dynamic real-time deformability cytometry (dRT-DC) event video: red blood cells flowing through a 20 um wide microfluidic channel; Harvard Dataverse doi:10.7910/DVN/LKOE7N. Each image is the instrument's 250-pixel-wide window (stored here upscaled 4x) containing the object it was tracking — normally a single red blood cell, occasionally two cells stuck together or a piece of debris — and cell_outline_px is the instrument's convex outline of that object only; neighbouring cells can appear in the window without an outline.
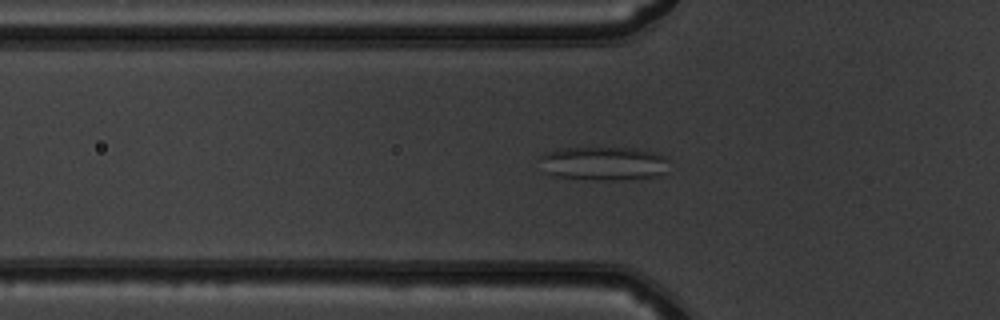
{"species": "common noctule bat (a hibernating species)", "species_latin": "Nyctalus noctula", "temperature_condition": "warm", "stored_images_in_passage": 47, "camera_frame_rate_fps": 3000, "um_per_image_px": 0.085, "animal": {"sex": "male", "body_mass_g": 19.5, "forearm_length_mm": 54.6}, "frame": {"image": 1, "passage_image": 17, "time_ms": 5.333, "image_size_px": [1000, 320], "cell_outline_px": [[668, 172], [656, 176], [616, 180], [596, 180], [552, 176], [544, 172], [540, 156], [544, 152], [556, 148], [636, 148], [656, 152], [664, 156], [668, 160]], "centroid_in_image_um": [51.3, 13.89], "position_along_channel_um": 74.5, "area_um2": 25.78}}
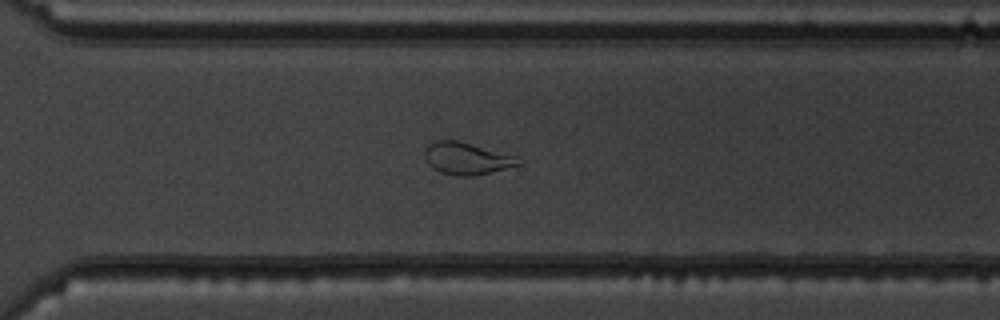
{"frame": {"image": 2, "passage_image": 36, "time_ms": 11.667, "image_size_px": [1000, 320], "cell_outline_px": [[524, 164], [472, 176], [456, 176], [440, 172], [432, 168], [428, 164], [424, 156], [424, 152], [428, 144], [436, 140], [456, 140], [516, 156], [524, 160]], "centroid_in_image_um": [39.68, 13.48], "position_along_channel_um": 330.9, "area_um2": 17.57}}
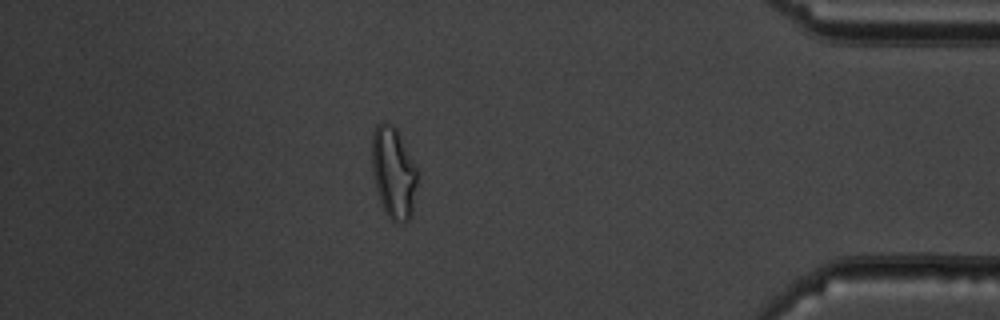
{"frame": {"image": 3, "passage_image": 44, "time_ms": 14.333, "image_size_px": [1000, 320], "cell_outline_px": [[420, 172], [412, 216], [404, 224], [396, 224], [388, 216], [380, 200], [376, 188], [372, 172], [372, 132], [376, 124], [380, 120], [392, 124], [396, 128]], "centroid_in_image_um": [33.48, 14.68], "position_along_channel_um": 401.7, "area_um2": 24.97}}